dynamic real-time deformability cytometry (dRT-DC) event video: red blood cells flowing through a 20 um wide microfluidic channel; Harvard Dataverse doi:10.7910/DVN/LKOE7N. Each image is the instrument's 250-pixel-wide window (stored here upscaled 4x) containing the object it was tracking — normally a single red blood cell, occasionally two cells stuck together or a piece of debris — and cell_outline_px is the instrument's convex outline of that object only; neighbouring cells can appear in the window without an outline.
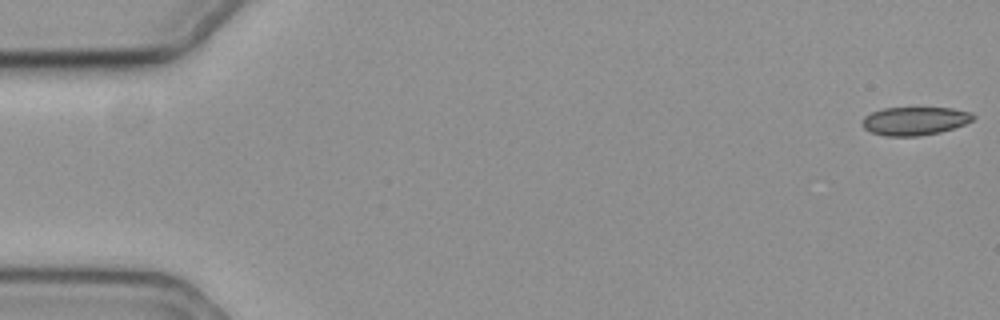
{"species": "common noctule bat (a hibernating species)", "species_latin": "Nyctalus noctula", "temperature_condition": "cold", "stored_images_in_passage": 25, "camera_frame_rate_fps": 3000, "um_per_image_px": 0.085, "animal": {"sex": "female", "body_mass_g": 19.3, "forearm_length_mm": 54.1}, "frame": {"image": 1, "passage_image": 1, "time_ms": 0.0, "image_size_px": [1000, 320], "cell_outline_px": [[976, 116], [972, 120], [964, 124], [940, 132], [920, 136], [884, 136], [872, 132], [864, 128], [860, 124], [860, 120], [864, 116], [872, 112], [884, 108], [952, 108], [972, 112]], "centroid_in_image_um": [77.73, 10.28], "position_along_channel_um": 7.3, "area_um2": 18.38}}
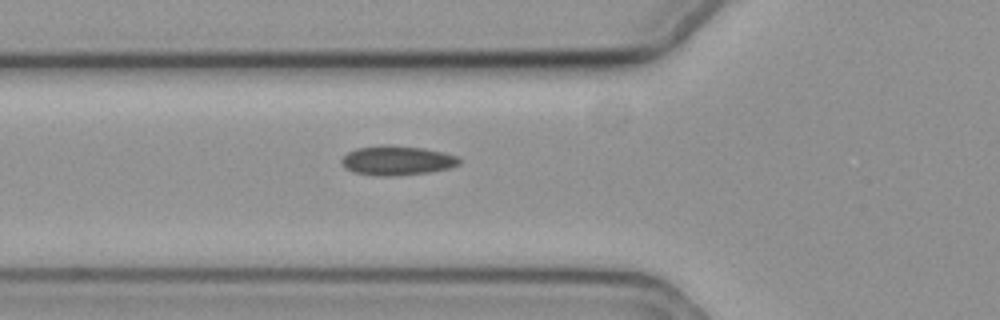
{"frame": {"image": 2, "passage_image": 21, "time_ms": 6.667, "image_size_px": [1000, 320], "cell_outline_px": [[460, 164], [448, 168], [432, 172], [396, 176], [376, 176], [352, 172], [344, 168], [340, 164], [340, 160], [348, 152], [356, 148], [388, 144], [424, 148], [444, 152], [460, 156]], "centroid_in_image_um": [33.74, 13.64], "position_along_channel_um": 92.1, "area_um2": 20.63}}
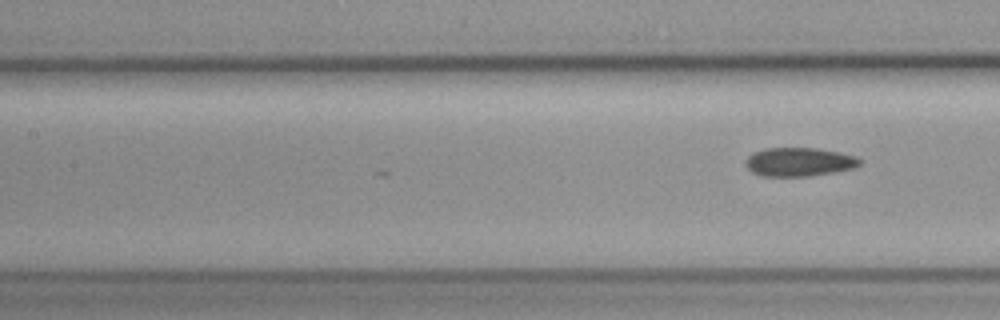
{"frame": {"image": 3, "passage_image": 25, "time_ms": 8.0, "image_size_px": [1000, 320], "cell_outline_px": [[864, 160], [860, 164], [852, 168], [836, 172], [808, 176], [760, 176], [752, 172], [744, 164], [744, 160], [752, 152], [764, 148], [816, 148], [840, 152], [856, 156]], "centroid_in_image_um": [67.91, 13.76], "position_along_channel_um": 139.5, "area_um2": 19.36}}